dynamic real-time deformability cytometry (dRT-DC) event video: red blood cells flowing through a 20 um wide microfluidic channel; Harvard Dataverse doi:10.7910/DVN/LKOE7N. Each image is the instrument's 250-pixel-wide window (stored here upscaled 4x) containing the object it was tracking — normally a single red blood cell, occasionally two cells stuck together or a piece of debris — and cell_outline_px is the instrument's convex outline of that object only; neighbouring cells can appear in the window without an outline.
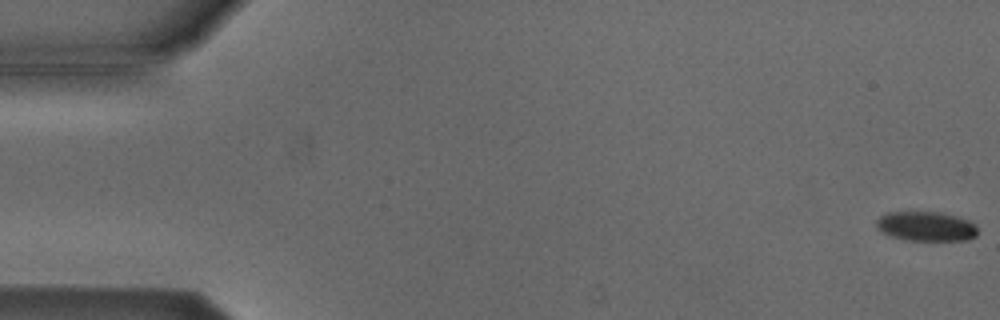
{"species": "Egyptian fruit bat (a non-hibernating species)", "species_latin": "Rousettus aegyptiacus", "temperature_condition": "cold", "stored_images_in_passage": 42, "camera_frame_rate_fps": 3000, "um_per_image_px": 0.085, "animal": {"sex": "male"}, "frame": {"image": 1, "passage_image": 1, "time_ms": 0.0, "image_size_px": [1000, 320], "cell_outline_px": [[976, 236], [968, 240], [904, 240], [880, 232], [876, 228], [876, 220], [884, 212], [940, 212], [956, 216], [968, 220], [976, 224]], "centroid_in_image_um": [78.68, 19.23], "position_along_channel_um": 6.3, "area_um2": 17.57}}
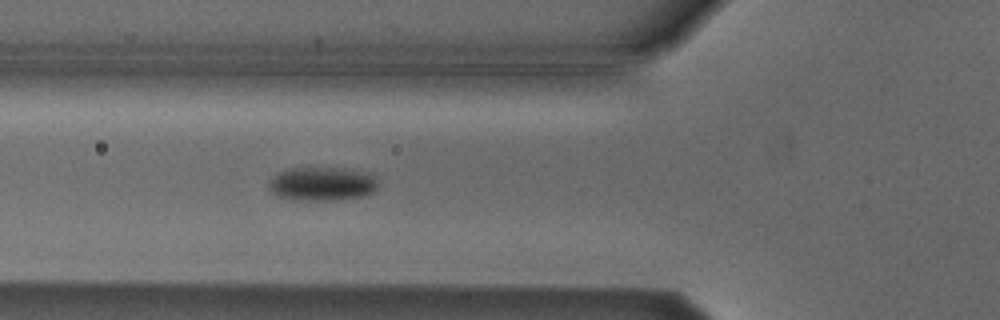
{"frame": {"image": 2, "passage_image": 20, "time_ms": 6.333, "image_size_px": [1000, 320], "cell_outline_px": [[380, 184], [372, 192], [364, 196], [332, 200], [300, 200], [276, 196], [272, 192], [272, 180], [280, 172], [292, 168], [344, 168], [368, 172], [376, 176]], "centroid_in_image_um": [27.49, 15.62], "position_along_channel_um": 98.3, "area_um2": 21.27}}
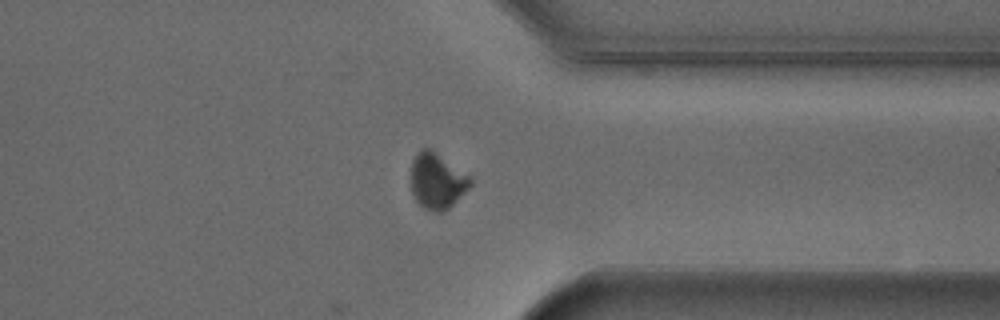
{"frame": {"image": 3, "passage_image": 42, "time_ms": 13.667, "image_size_px": [1000, 320], "cell_outline_px": [[472, 184], [444, 212], [436, 212], [424, 208], [416, 200], [412, 192], [412, 160], [424, 148], [432, 148], [468, 176], [472, 180]], "centroid_in_image_um": [37.14, 15.38], "position_along_channel_um": 374.3, "area_um2": 18.79}, "authors_computed_cell_mechanics": {"area_um2": 20.5768, "velocity_mm_per_s": 3.8135, "shape_relaxation_time_tau1_ms": 7.1412, "shape_relaxation_time_tau2_ms": null, "deformation_change_tau1": 0.1358, "deformation_change_tau2": null}}